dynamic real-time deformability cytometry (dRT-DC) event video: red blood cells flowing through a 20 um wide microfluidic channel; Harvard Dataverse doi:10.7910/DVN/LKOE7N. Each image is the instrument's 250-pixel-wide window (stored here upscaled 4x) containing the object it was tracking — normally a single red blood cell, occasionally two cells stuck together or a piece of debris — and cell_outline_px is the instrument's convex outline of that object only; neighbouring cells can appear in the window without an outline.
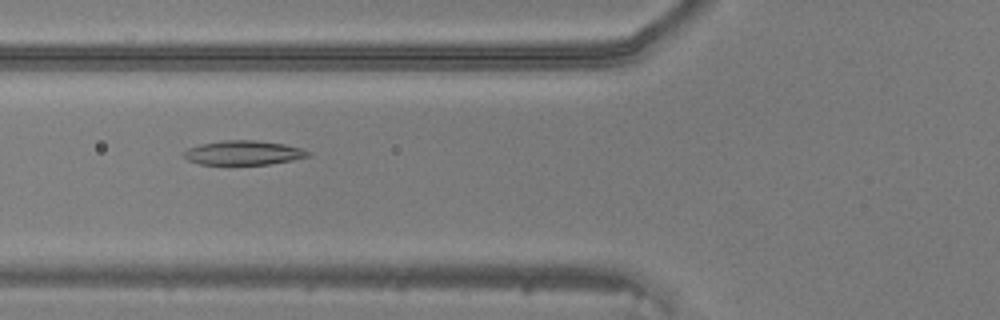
{"species": "common noctule bat (a hibernating species)", "species_latin": "Nyctalus noctula", "temperature_condition": "warm", "stored_images_in_passage": 49, "camera_frame_rate_fps": 3000, "um_per_image_px": 0.085, "animal": {"sex": "male", "body_mass_g": 20.5, "forearm_length_mm": 52.5}, "frame": {"image": 1, "passage_image": 19, "time_ms": 6.0, "image_size_px": [1000, 320], "cell_outline_px": [[312, 156], [292, 160], [268, 164], [200, 164], [188, 160], [184, 156], [184, 152], [188, 148], [200, 144], [224, 140], [256, 140], [284, 144], [300, 148], [312, 152]], "centroid_in_image_um": [20.73, 12.98], "position_along_channel_um": 105.1, "area_um2": 17.51}}
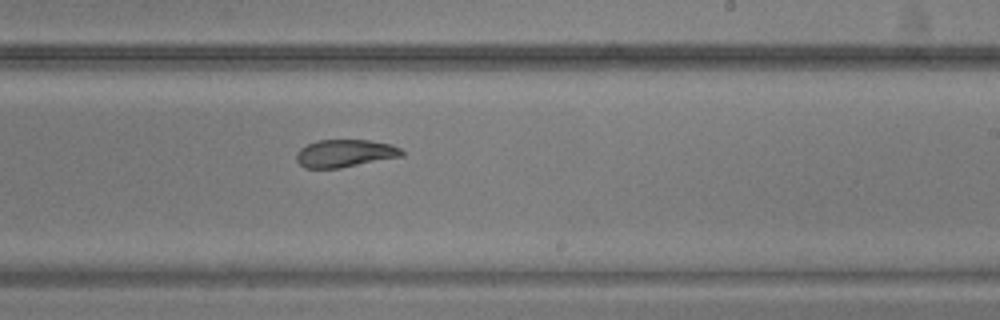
{"frame": {"image": 2, "passage_image": 30, "time_ms": 9.667, "image_size_px": [1000, 320], "cell_outline_px": [[404, 156], [340, 168], [304, 168], [296, 160], [296, 152], [300, 148], [316, 140], [368, 140], [392, 144], [400, 148], [404, 152]], "centroid_in_image_um": [29.32, 13.03], "position_along_channel_um": 259.7, "area_um2": 17.11}}
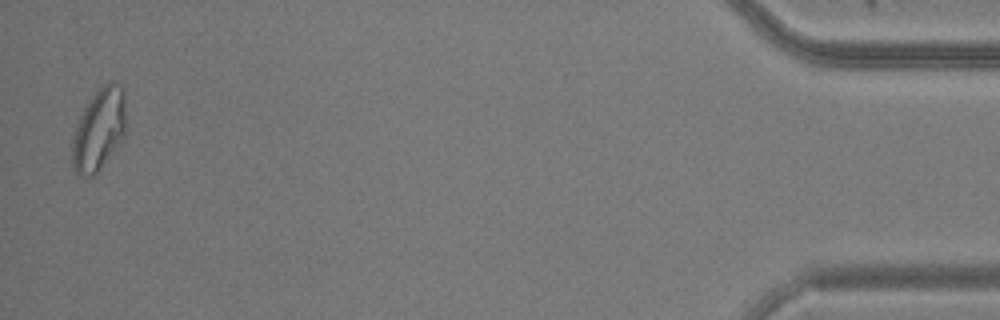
{"frame": {"image": 3, "passage_image": 48, "time_ms": 15.667, "image_size_px": [1000, 320], "cell_outline_px": [[128, 128], [124, 140], [96, 172], [92, 176], [80, 176], [76, 172], [72, 164], [72, 140], [80, 116], [84, 108], [100, 84], [108, 80], [112, 80], [120, 84], [124, 88], [128, 124]], "centroid_in_image_um": [8.49, 10.93], "position_along_channel_um": 426.7, "area_um2": 26.53}}